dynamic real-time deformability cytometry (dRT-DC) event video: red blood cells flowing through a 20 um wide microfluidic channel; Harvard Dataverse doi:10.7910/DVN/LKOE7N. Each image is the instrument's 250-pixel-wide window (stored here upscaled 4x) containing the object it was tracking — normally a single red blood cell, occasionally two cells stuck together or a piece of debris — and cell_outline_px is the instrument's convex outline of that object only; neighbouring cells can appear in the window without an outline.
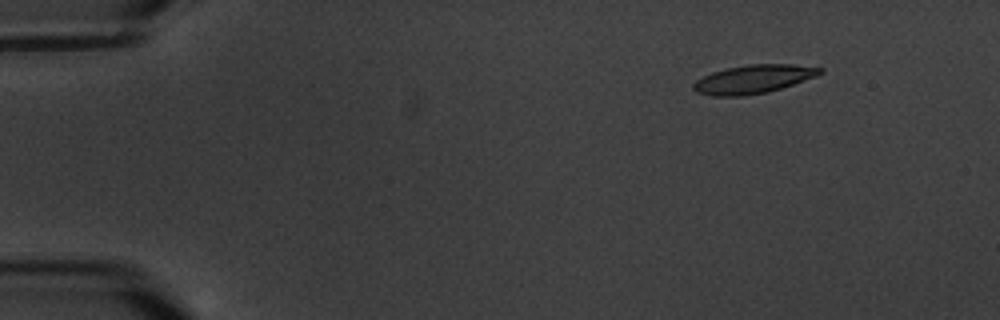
{"species": "common noctule bat (a hibernating species)", "species_latin": "Nyctalus noctula", "temperature_condition": "warm", "stored_images_in_passage": 7, "segment_of_instrument_passage": [2, 2], "camera_frame_rate_fps": 3000, "um_per_image_px": 0.085, "animal": {"sex": "male", "body_mass_g": 20.1, "forearm_length_mm": 53.5}, "frame": {"image": 1, "passage_image": 7, "time_ms": 7.667, "image_size_px": [1000, 320], "cell_outline_px": [[824, 72], [816, 76], [768, 92], [744, 96], [712, 96], [696, 92], [692, 88], [692, 84], [696, 80], [712, 72], [728, 68], [748, 64], [792, 64], [824, 68]], "centroid_in_image_um": [64.02, 6.73], "position_along_channel_um": 21.0, "area_um2": 20.98}}